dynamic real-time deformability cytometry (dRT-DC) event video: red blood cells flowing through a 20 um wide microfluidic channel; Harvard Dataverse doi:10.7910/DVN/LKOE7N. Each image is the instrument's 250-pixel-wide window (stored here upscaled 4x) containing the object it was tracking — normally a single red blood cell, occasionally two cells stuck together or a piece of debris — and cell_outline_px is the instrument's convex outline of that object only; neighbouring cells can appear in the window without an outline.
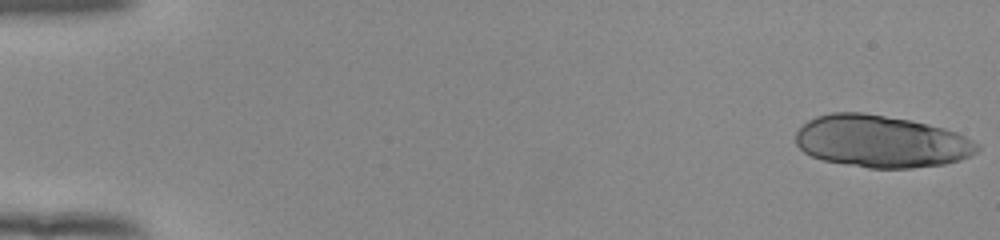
{"species": "human", "species_latin": "Homo sapiens", "temperature_condition": "room temperature", "stored_images_in_passage": 53, "camera_frame_rate_fps": 3000, "um_per_image_px": 0.085, "donor": {"sex": "female"}, "frame": {"image": 1, "passage_image": 1, "time_ms": 0.0, "image_size_px": [1000, 240], "cell_outline_px": [[980, 148], [972, 156], [960, 160], [944, 164], [912, 168], [868, 168], [824, 160], [812, 156], [804, 152], [796, 144], [796, 132], [808, 120], [816, 116], [832, 112], [864, 112], [912, 120], [944, 128], [956, 132], [980, 144]], "centroid_in_image_um": [74.92, 12.01], "position_along_channel_um": 10.1, "area_um2": 55.37}}
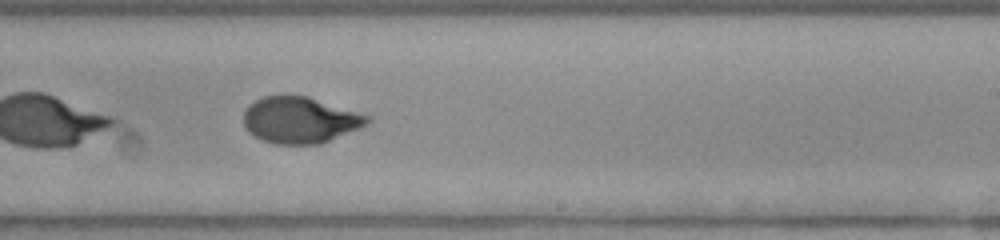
{"frame": {"image": 2, "passage_image": 34, "time_ms": 11.0, "image_size_px": [1000, 240], "cell_outline_px": [[372, 120], [368, 124], [360, 128], [320, 144], [276, 144], [260, 140], [248, 132], [244, 124], [244, 112], [248, 104], [264, 96], [308, 96], [372, 116]], "centroid_in_image_um": [25.52, 10.21], "position_along_channel_um": 263.5, "area_um2": 33.58}}
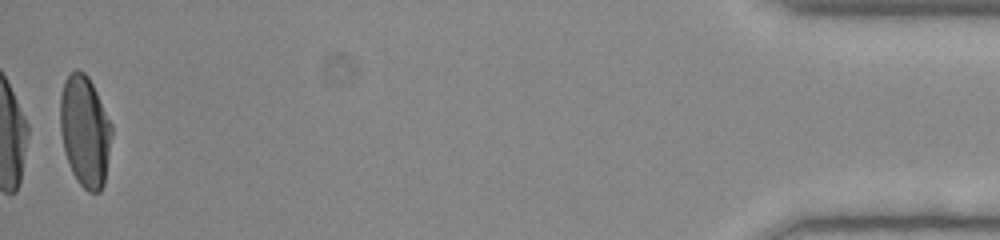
{"frame": {"image": 3, "passage_image": 53, "time_ms": 17.333, "image_size_px": [1000, 240], "cell_outline_px": [[112, 136], [104, 184], [100, 192], [88, 192], [76, 180], [72, 172], [64, 152], [60, 132], [60, 96], [64, 80], [76, 68], [84, 72], [88, 76], [112, 124]], "centroid_in_image_um": [7.21, 11.15], "position_along_channel_um": 428.0, "area_um2": 33.52}, "authors_computed_cell_mechanics": {"area_um2": 34.5066, "velocity_mm_per_s": 3.9221, "shape_relaxation_time_tau1_ms": 4.6691, "shape_relaxation_time_tau2_ms": 0.7798, "deformation_change_tau1": 0.2116, "deformation_change_tau2": 0.0534}}